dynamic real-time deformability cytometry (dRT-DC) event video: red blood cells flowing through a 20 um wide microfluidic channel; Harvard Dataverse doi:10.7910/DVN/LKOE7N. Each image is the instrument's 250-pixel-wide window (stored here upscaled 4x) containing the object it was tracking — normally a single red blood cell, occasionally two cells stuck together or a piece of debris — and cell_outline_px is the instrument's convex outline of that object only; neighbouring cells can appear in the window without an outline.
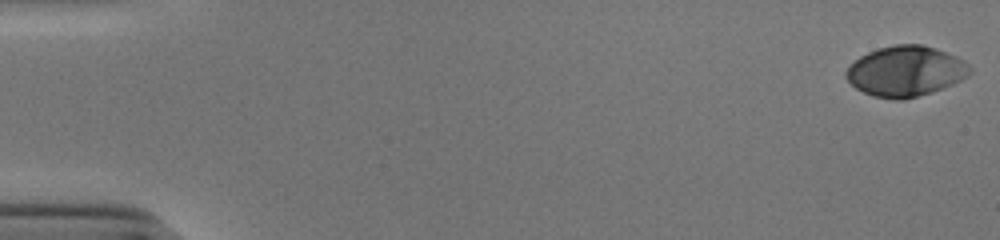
{"species": "human", "species_latin": "Homo sapiens", "temperature_condition": "cold", "stored_images_in_passage": 53, "camera_frame_rate_fps": 3000, "um_per_image_px": 0.085, "donor": {"sex": "male"}, "frame": {"image": 1, "passage_image": 1, "time_ms": 0.0, "image_size_px": [1000, 240], "cell_outline_px": [[972, 72], [968, 76], [952, 84], [932, 92], [904, 100], [896, 100], [872, 96], [856, 88], [844, 76], [844, 72], [860, 56], [876, 48], [896, 44], [920, 44], [936, 48], [956, 56], [964, 60], [972, 68]], "centroid_in_image_um": [76.99, 6.05], "position_along_channel_um": 8.0, "area_um2": 36.47}}
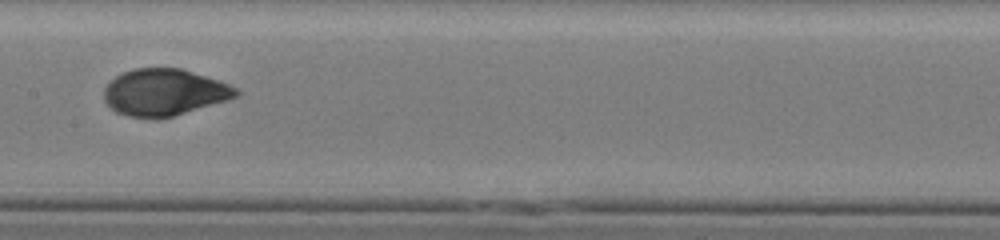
{"frame": {"image": 2, "passage_image": 28, "time_ms": 9.0, "image_size_px": [1000, 240], "cell_outline_px": [[240, 92], [236, 96], [228, 100], [172, 116], [156, 120], [128, 116], [116, 112], [104, 100], [104, 88], [108, 80], [132, 68], [180, 68], [220, 80], [236, 88]], "centroid_in_image_um": [13.93, 7.85], "position_along_channel_um": 193.5, "area_um2": 36.13}}
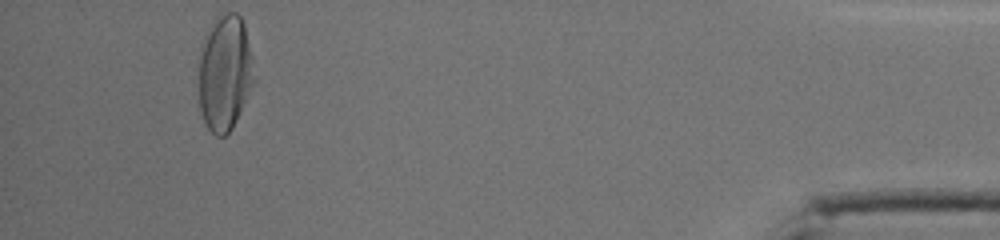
{"frame": {"image": 3, "passage_image": 50, "time_ms": 16.333, "image_size_px": [1000, 240], "cell_outline_px": [[256, 80], [232, 128], [224, 136], [216, 136], [208, 128], [204, 120], [200, 108], [196, 68], [204, 36], [216, 16], [220, 12], [236, 12], [240, 16], [244, 24], [252, 60]], "centroid_in_image_um": [19.08, 6.17], "position_along_channel_um": 416.1, "area_um2": 38.09}, "authors_computed_cell_mechanics": {"area_um2": 35.7204, "velocity_mm_per_s": 3.8978, "shape_relaxation_time_tau1_ms": 3.6784, "shape_relaxation_time_tau2_ms": 0.7699, "deformation_change_tau1": 0.1862, "deformation_change_tau2": 0.0429}}